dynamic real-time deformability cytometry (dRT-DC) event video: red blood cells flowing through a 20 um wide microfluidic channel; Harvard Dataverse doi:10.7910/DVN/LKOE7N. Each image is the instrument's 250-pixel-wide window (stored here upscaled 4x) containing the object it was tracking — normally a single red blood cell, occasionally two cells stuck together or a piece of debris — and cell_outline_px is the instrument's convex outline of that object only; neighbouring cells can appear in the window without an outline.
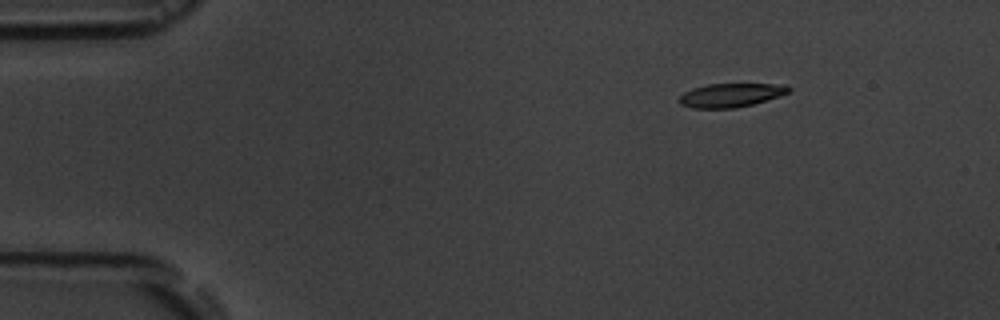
{"species": "common noctule bat (a hibernating species)", "species_latin": "Nyctalus noctula", "temperature_condition": "room temperature", "stored_images_in_passage": 3, "camera_frame_rate_fps": 3000, "um_per_image_px": 0.085, "animal": {"sex": "male", "body_mass_g": 19.5, "forearm_length_mm": 54.6}, "frame": {"image": 1, "passage_image": 1, "time_ms": 0.0, "image_size_px": [1000, 320], "cell_outline_px": [[792, 88], [788, 92], [780, 96], [752, 104], [732, 108], [692, 108], [680, 104], [680, 96], [684, 92], [692, 88], [708, 84], [788, 84]], "centroid_in_image_um": [62.14, 8.08], "position_along_channel_um": 22.9, "area_um2": 15.09}}
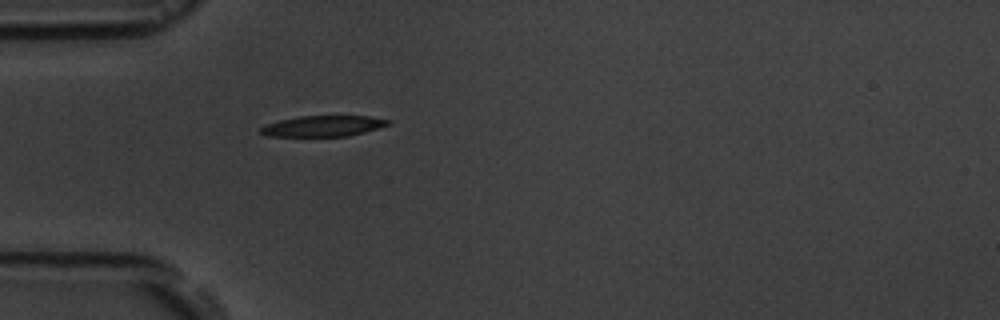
{"frame": {"image": 2, "passage_image": 3, "time_ms": 3.0, "image_size_px": [1000, 320], "cell_outline_px": [[392, 120], [388, 124], [364, 132], [348, 136], [268, 136], [260, 132], [260, 128], [264, 124], [280, 120], [300, 116], [368, 116]], "centroid_in_image_um": [27.43, 10.71], "position_along_channel_um": 57.6, "area_um2": 15.32}}